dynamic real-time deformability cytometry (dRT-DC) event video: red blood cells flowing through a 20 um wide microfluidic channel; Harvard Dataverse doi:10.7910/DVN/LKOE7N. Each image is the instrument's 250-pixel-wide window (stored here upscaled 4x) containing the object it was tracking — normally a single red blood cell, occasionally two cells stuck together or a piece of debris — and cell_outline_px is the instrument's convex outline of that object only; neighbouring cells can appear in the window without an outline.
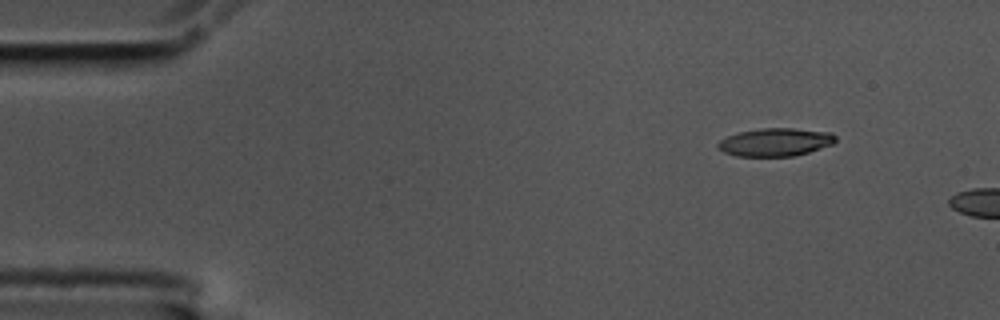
{"species": "common noctule bat (a hibernating species)", "species_latin": "Nyctalus noctula", "temperature_condition": "cold", "stored_images_in_passage": 4, "camera_frame_rate_fps": 3000, "um_per_image_px": 0.085, "animal": {"sex": "male", "body_mass_g": 17.5, "forearm_length_mm": 52.3}, "frame": {"image": 1, "passage_image": 2, "time_ms": 0.333, "image_size_px": [1000, 320], "cell_outline_px": [[836, 140], [832, 144], [808, 152], [792, 156], [736, 156], [724, 152], [716, 144], [720, 140], [728, 136], [740, 132], [760, 128], [792, 128], [832, 132], [836, 136]], "centroid_in_image_um": [65.92, 12.07], "position_along_channel_um": 19.1, "area_um2": 19.07}}